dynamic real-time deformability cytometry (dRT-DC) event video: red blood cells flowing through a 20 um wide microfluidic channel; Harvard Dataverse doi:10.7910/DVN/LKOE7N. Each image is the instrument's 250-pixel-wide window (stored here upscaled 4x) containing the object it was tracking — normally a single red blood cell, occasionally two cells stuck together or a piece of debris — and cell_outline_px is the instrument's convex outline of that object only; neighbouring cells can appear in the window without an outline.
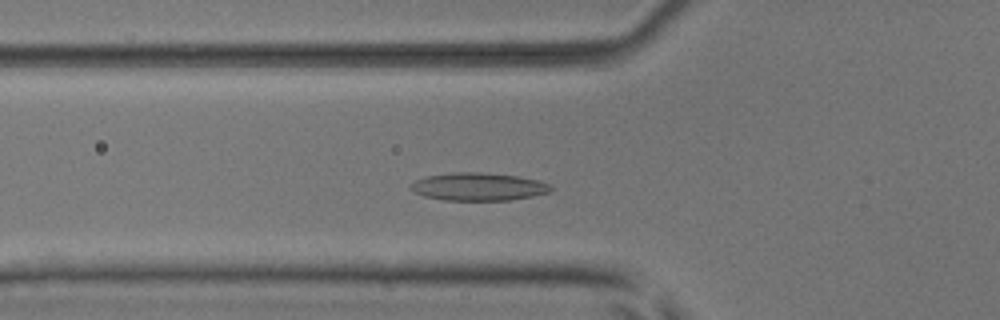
{"species": "common noctule bat (a hibernating species)", "species_latin": "Nyctalus noctula", "temperature_condition": "room temperature", "stored_images_in_passage": 47, "camera_frame_rate_fps": 3000, "um_per_image_px": 0.085, "animal": {"sex": "male", "body_mass_g": 17.9, "forearm_length_mm": 54.2}, "frame": {"image": 1, "passage_image": 14, "time_ms": 4.333, "image_size_px": [1000, 320], "cell_outline_px": [[552, 188], [548, 192], [532, 196], [512, 200], [444, 200], [424, 196], [416, 192], [412, 188], [412, 184], [416, 180], [424, 176], [452, 172], [480, 172], [516, 176], [540, 180], [552, 184]], "centroid_in_image_um": [40.7, 15.86], "position_along_channel_um": 85.1, "area_um2": 22.66}}
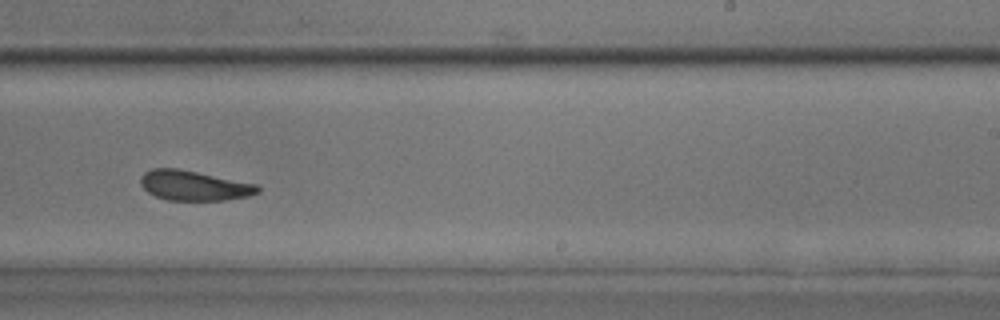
{"frame": {"image": 2, "passage_image": 28, "time_ms": 9.0, "image_size_px": [1000, 320], "cell_outline_px": [[260, 192], [248, 196], [224, 200], [168, 200], [156, 196], [148, 192], [140, 184], [140, 176], [144, 172], [152, 168], [180, 168], [256, 184], [260, 188]], "centroid_in_image_um": [16.47, 15.76], "position_along_channel_um": 272.5, "area_um2": 20.46}}
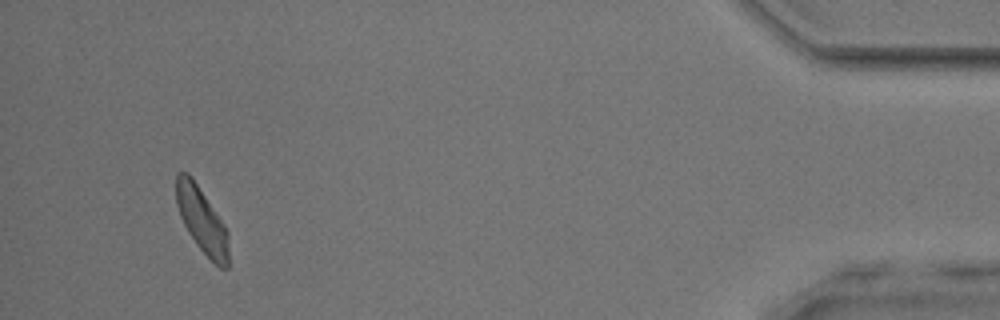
{"frame": {"image": 3, "passage_image": 44, "time_ms": 14.333, "image_size_px": [1000, 320], "cell_outline_px": [[228, 268], [220, 268], [196, 244], [188, 232], [180, 216], [176, 204], [176, 172], [188, 172], [224, 224], [228, 232]], "centroid_in_image_um": [17.14, 18.71], "position_along_channel_um": 418.1, "area_um2": 19.65}, "authors_computed_cell_mechanics": {"area_um2": 20.9236, "velocity_mm_per_s": 4.0238, "shape_relaxation_time_tau1_ms": 3.3645, "shape_relaxation_time_tau2_ms": 2.6833, "deformation_change_tau1": 0.0787, "deformation_change_tau2": 0.0993}}